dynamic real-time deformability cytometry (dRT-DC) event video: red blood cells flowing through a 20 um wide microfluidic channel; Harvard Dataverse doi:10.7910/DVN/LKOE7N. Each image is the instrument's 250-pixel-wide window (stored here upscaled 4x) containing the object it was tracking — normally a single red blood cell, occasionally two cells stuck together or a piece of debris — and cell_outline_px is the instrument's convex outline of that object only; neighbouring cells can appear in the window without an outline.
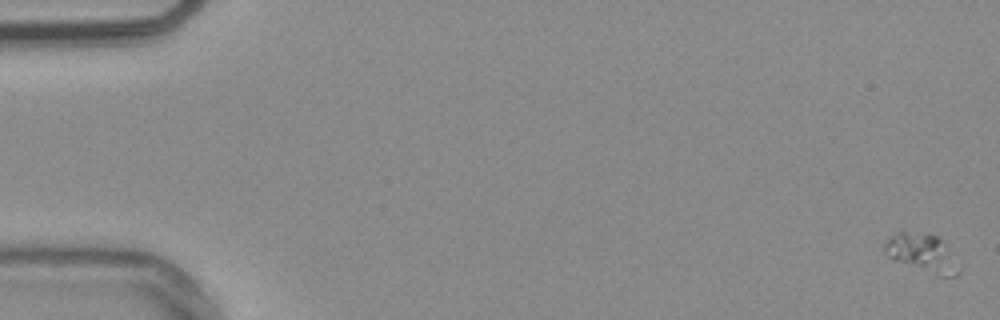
{"species": "common noctule bat (a hibernating species)", "species_latin": "Nyctalus noctula", "temperature_condition": "warm", "stored_images_in_passage": 4, "camera_frame_rate_fps": 3000, "um_per_image_px": 0.085, "animal": {"sex": "male", "body_mass_g": 20.4}, "frame": {"image": 1, "passage_image": 2, "time_ms": 0.333, "image_size_px": [1000, 320], "cell_outline_px": [[960, 272], [956, 276], [940, 276], [892, 260], [884, 252], [880, 244], [896, 232], [904, 232], [936, 236], [944, 240], [960, 260]], "centroid_in_image_um": [78.42, 21.52], "position_along_channel_um": 6.6, "area_um2": 17.05}}